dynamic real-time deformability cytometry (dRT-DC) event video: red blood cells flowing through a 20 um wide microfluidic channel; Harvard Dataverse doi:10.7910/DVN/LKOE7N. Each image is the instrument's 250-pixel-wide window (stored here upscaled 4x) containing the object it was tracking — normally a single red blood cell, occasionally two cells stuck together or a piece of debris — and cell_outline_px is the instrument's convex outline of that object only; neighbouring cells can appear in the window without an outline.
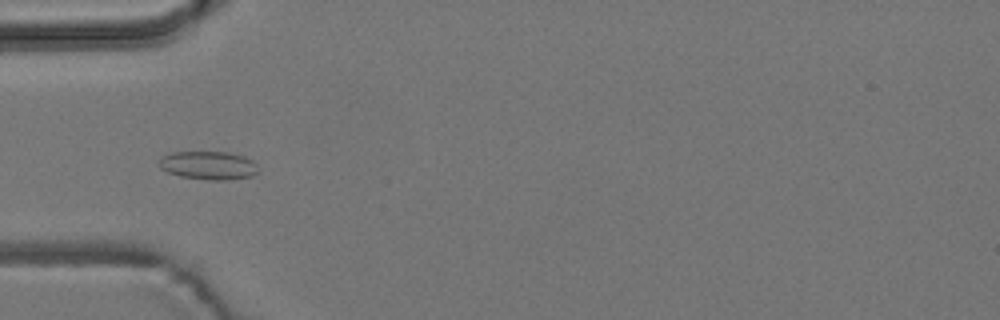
{"species": "common noctule bat (a hibernating species)", "species_latin": "Nyctalus noctula", "temperature_condition": "room temperature", "stored_images_in_passage": 4, "camera_frame_rate_fps": 3000, "um_per_image_px": 0.085, "animal": {"sex": "male", "body_mass_g": 19.2, "forearm_length_mm": 51.8}, "frame": {"image": 1, "passage_image": 3, "time_ms": 2.333, "image_size_px": [1000, 320], "cell_outline_px": [[256, 172], [252, 176], [224, 180], [212, 180], [180, 176], [168, 172], [160, 168], [160, 156], [172, 152], [228, 152], [244, 156], [252, 160], [256, 164]], "centroid_in_image_um": [17.69, 14.05], "position_along_channel_um": 67.3, "area_um2": 16.24}}
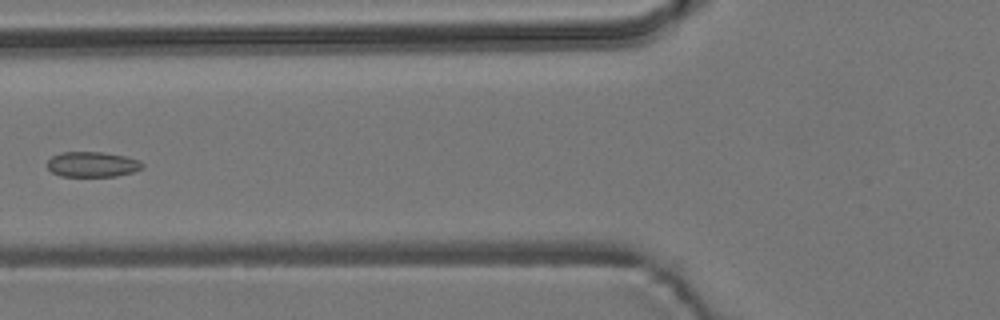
{"frame": {"image": 2, "passage_image": 4, "time_ms": 3.667, "image_size_px": [1000, 320], "cell_outline_px": [[144, 168], [132, 172], [116, 176], [60, 176], [52, 172], [48, 168], [48, 160], [52, 156], [60, 152], [104, 152], [124, 156], [140, 160], [144, 164]], "centroid_in_image_um": [7.86, 13.97], "position_along_channel_um": 117.9, "area_um2": 14.05}}